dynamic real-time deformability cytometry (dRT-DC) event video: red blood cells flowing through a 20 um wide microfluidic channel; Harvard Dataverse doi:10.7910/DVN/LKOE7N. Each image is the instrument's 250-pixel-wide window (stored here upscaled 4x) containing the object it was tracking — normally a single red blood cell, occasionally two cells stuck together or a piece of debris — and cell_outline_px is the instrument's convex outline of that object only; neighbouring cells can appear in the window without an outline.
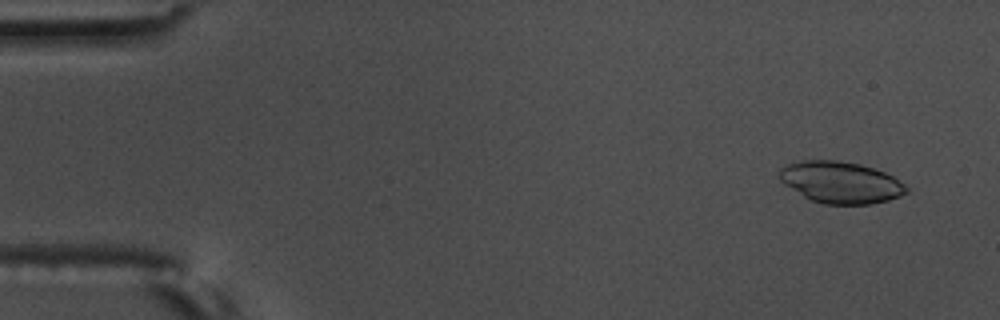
{"species": "common noctule bat (a hibernating species)", "species_latin": "Nyctalus noctula", "temperature_condition": "warm", "stored_images_in_passage": 56, "camera_frame_rate_fps": 3000, "um_per_image_px": 0.085, "animal": {"sex": "male", "body_mass_g": 17.5, "forearm_length_mm": 52.3}, "frame": {"image": 1, "passage_image": 4, "time_ms": 1.0, "image_size_px": [1000, 320], "cell_outline_px": [[908, 192], [900, 196], [888, 200], [872, 204], [824, 204], [812, 200], [804, 196], [784, 184], [780, 180], [780, 168], [788, 164], [804, 160], [840, 160], [860, 164], [884, 172], [892, 176], [904, 184], [908, 188]], "centroid_in_image_um": [71.47, 15.5], "position_along_channel_um": 13.5, "area_um2": 30.63}}
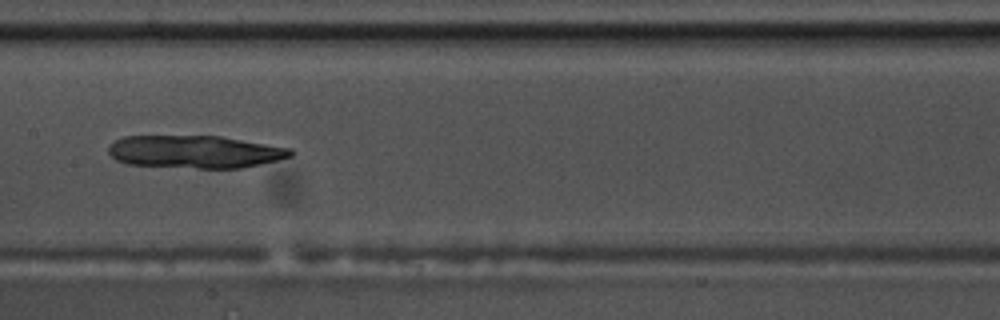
{"frame": {"image": 2, "passage_image": 29, "time_ms": 9.333, "image_size_px": [1000, 320], "cell_outline_px": [[296, 152], [292, 156], [260, 164], [240, 168], [196, 168], [124, 164], [116, 160], [108, 152], [108, 144], [124, 136], [220, 136], [292, 148]], "centroid_in_image_um": [16.56, 12.9], "position_along_channel_um": 190.8, "area_um2": 34.85}}
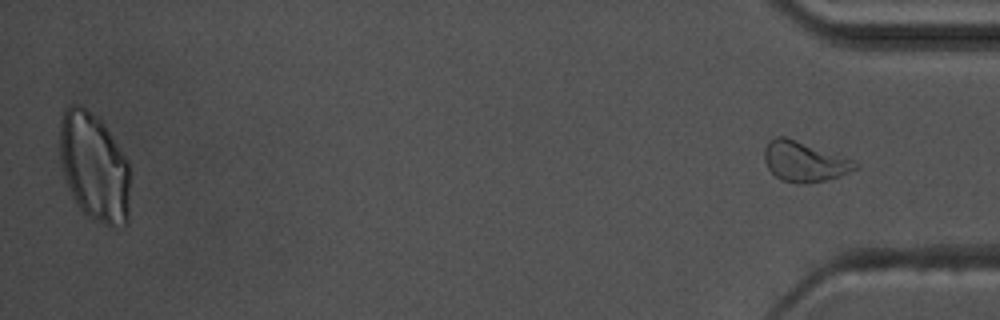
{"frame": {"image": 3, "passage_image": 56, "time_ms": 18.333, "image_size_px": [1000, 320], "cell_outline_px": [[860, 164], [856, 168], [840, 176], [828, 180], [800, 184], [780, 180], [768, 168], [764, 160], [764, 148], [776, 136], [784, 136], [796, 140], [852, 160]], "centroid_in_image_um": [68.34, 13.75], "position_along_channel_um": 366.9, "area_um2": 20.87}}